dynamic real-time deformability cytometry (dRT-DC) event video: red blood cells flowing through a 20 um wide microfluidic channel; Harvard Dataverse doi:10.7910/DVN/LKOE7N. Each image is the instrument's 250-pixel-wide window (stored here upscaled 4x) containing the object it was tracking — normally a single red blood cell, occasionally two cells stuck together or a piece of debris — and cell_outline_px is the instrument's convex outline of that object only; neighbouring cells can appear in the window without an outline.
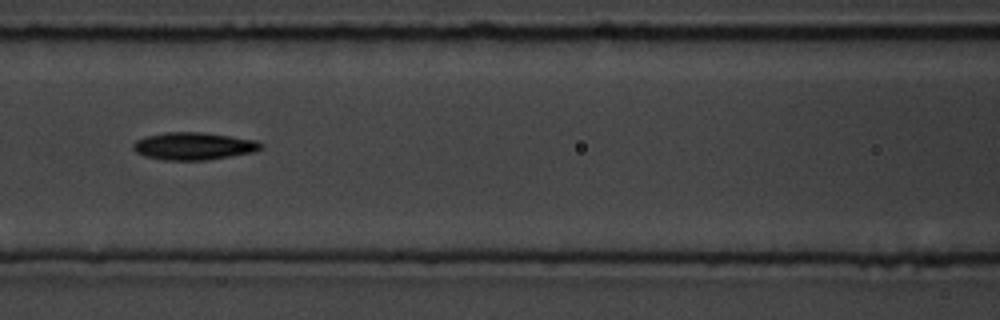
{"species": "common noctule bat (a hibernating species)", "species_latin": "Nyctalus noctula", "temperature_condition": "room temperature", "stored_images_in_passage": 18, "camera_frame_rate_fps": 3000, "um_per_image_px": 0.085, "animal": {"sex": "male", "body_mass_g": 19.5, "forearm_length_mm": 54.6}, "frame": {"image": 1, "passage_image": 8, "time_ms": 8.333, "image_size_px": [1000, 320], "cell_outline_px": [[264, 148], [256, 152], [204, 160], [164, 160], [144, 156], [136, 152], [132, 148], [132, 144], [136, 140], [144, 136], [168, 132], [200, 132], [232, 136], [256, 140], [264, 144]], "centroid_in_image_um": [16.48, 12.41], "position_along_channel_um": 150.1, "area_um2": 20.63}}
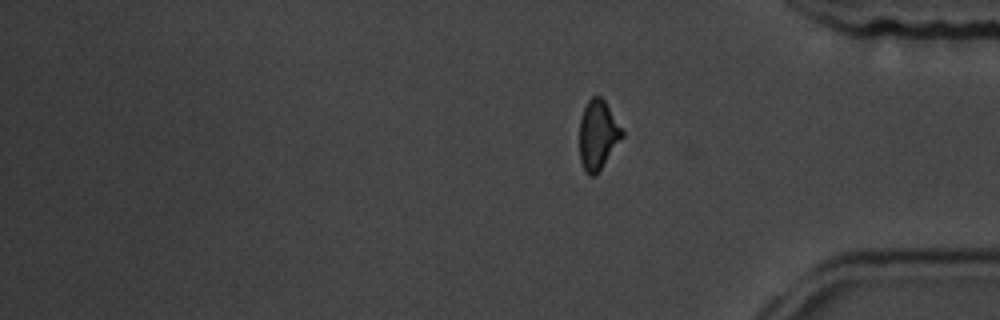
{"frame": {"image": 2, "passage_image": 18, "time_ms": 20.0, "image_size_px": [1000, 320], "cell_outline_px": [[624, 136], [596, 176], [588, 176], [584, 172], [580, 160], [580, 120], [584, 108], [588, 100], [592, 96], [600, 96], [604, 100], [624, 132]], "centroid_in_image_um": [50.82, 11.51], "position_along_channel_um": 384.4, "area_um2": 17.28}, "authors_computed_cell_mechanics": {"area_um2": 18.9006, "velocity_mm_per_s": 3.6386, "shape_relaxation_time_tau1_ms": 4.1526, "shape_relaxation_time_tau2_ms": null, "deformation_change_tau1": 0.1381, "deformation_change_tau2": null}}